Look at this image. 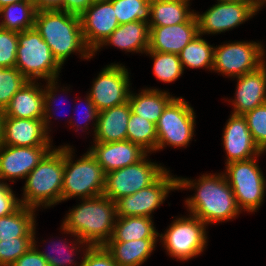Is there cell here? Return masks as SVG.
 I'll return each mask as SVG.
<instances>
[{
  "label": "cell",
  "instance_id": "cell-1",
  "mask_svg": "<svg viewBox=\"0 0 266 266\" xmlns=\"http://www.w3.org/2000/svg\"><path fill=\"white\" fill-rule=\"evenodd\" d=\"M177 189L195 190L194 196L185 199V207L207 227L208 224L228 222L242 213L223 172L202 174L194 180L177 177Z\"/></svg>",
  "mask_w": 266,
  "mask_h": 266
},
{
  "label": "cell",
  "instance_id": "cell-2",
  "mask_svg": "<svg viewBox=\"0 0 266 266\" xmlns=\"http://www.w3.org/2000/svg\"><path fill=\"white\" fill-rule=\"evenodd\" d=\"M34 28L62 66L74 53H79L86 60L93 58L83 38L80 16L59 9L39 10L36 12Z\"/></svg>",
  "mask_w": 266,
  "mask_h": 266
},
{
  "label": "cell",
  "instance_id": "cell-3",
  "mask_svg": "<svg viewBox=\"0 0 266 266\" xmlns=\"http://www.w3.org/2000/svg\"><path fill=\"white\" fill-rule=\"evenodd\" d=\"M80 203L67 212L61 226L91 246H104L113 235L115 202L100 195L81 199Z\"/></svg>",
  "mask_w": 266,
  "mask_h": 266
},
{
  "label": "cell",
  "instance_id": "cell-4",
  "mask_svg": "<svg viewBox=\"0 0 266 266\" xmlns=\"http://www.w3.org/2000/svg\"><path fill=\"white\" fill-rule=\"evenodd\" d=\"M64 174V146L53 147L27 175L21 205L44 209L61 203Z\"/></svg>",
  "mask_w": 266,
  "mask_h": 266
},
{
  "label": "cell",
  "instance_id": "cell-5",
  "mask_svg": "<svg viewBox=\"0 0 266 266\" xmlns=\"http://www.w3.org/2000/svg\"><path fill=\"white\" fill-rule=\"evenodd\" d=\"M74 151L72 146L64 145L61 202L75 197L85 199L103 195L106 174L102 166L89 151L84 153L80 159L74 160Z\"/></svg>",
  "mask_w": 266,
  "mask_h": 266
},
{
  "label": "cell",
  "instance_id": "cell-6",
  "mask_svg": "<svg viewBox=\"0 0 266 266\" xmlns=\"http://www.w3.org/2000/svg\"><path fill=\"white\" fill-rule=\"evenodd\" d=\"M28 81L55 80L62 65L35 28L18 33L16 65Z\"/></svg>",
  "mask_w": 266,
  "mask_h": 266
},
{
  "label": "cell",
  "instance_id": "cell-7",
  "mask_svg": "<svg viewBox=\"0 0 266 266\" xmlns=\"http://www.w3.org/2000/svg\"><path fill=\"white\" fill-rule=\"evenodd\" d=\"M260 156L231 162L225 166L224 177L232 188L241 212L254 213L264 203L266 179L257 164Z\"/></svg>",
  "mask_w": 266,
  "mask_h": 266
},
{
  "label": "cell",
  "instance_id": "cell-8",
  "mask_svg": "<svg viewBox=\"0 0 266 266\" xmlns=\"http://www.w3.org/2000/svg\"><path fill=\"white\" fill-rule=\"evenodd\" d=\"M207 225L189 213L173 220L159 239L167 254L180 261L200 255L207 247Z\"/></svg>",
  "mask_w": 266,
  "mask_h": 266
},
{
  "label": "cell",
  "instance_id": "cell-9",
  "mask_svg": "<svg viewBox=\"0 0 266 266\" xmlns=\"http://www.w3.org/2000/svg\"><path fill=\"white\" fill-rule=\"evenodd\" d=\"M196 113L183 97H175L164 109L156 123V151L167 146L187 148L192 141L196 125Z\"/></svg>",
  "mask_w": 266,
  "mask_h": 266
},
{
  "label": "cell",
  "instance_id": "cell-10",
  "mask_svg": "<svg viewBox=\"0 0 266 266\" xmlns=\"http://www.w3.org/2000/svg\"><path fill=\"white\" fill-rule=\"evenodd\" d=\"M228 42L214 47L212 72L237 78L257 70L266 62V50L261 42Z\"/></svg>",
  "mask_w": 266,
  "mask_h": 266
},
{
  "label": "cell",
  "instance_id": "cell-11",
  "mask_svg": "<svg viewBox=\"0 0 266 266\" xmlns=\"http://www.w3.org/2000/svg\"><path fill=\"white\" fill-rule=\"evenodd\" d=\"M148 154L134 164L107 173L103 195L115 202L154 183L167 168L151 162L147 159Z\"/></svg>",
  "mask_w": 266,
  "mask_h": 266
},
{
  "label": "cell",
  "instance_id": "cell-12",
  "mask_svg": "<svg viewBox=\"0 0 266 266\" xmlns=\"http://www.w3.org/2000/svg\"><path fill=\"white\" fill-rule=\"evenodd\" d=\"M204 13L195 12L198 21V34H220L236 28L258 13V0L216 2Z\"/></svg>",
  "mask_w": 266,
  "mask_h": 266
},
{
  "label": "cell",
  "instance_id": "cell-13",
  "mask_svg": "<svg viewBox=\"0 0 266 266\" xmlns=\"http://www.w3.org/2000/svg\"><path fill=\"white\" fill-rule=\"evenodd\" d=\"M177 189V176L166 170L154 183L136 193L115 201L117 217H150L161 206L170 191Z\"/></svg>",
  "mask_w": 266,
  "mask_h": 266
},
{
  "label": "cell",
  "instance_id": "cell-14",
  "mask_svg": "<svg viewBox=\"0 0 266 266\" xmlns=\"http://www.w3.org/2000/svg\"><path fill=\"white\" fill-rule=\"evenodd\" d=\"M129 74L122 63H111L94 78L87 94L99 112L128 101L131 86Z\"/></svg>",
  "mask_w": 266,
  "mask_h": 266
},
{
  "label": "cell",
  "instance_id": "cell-15",
  "mask_svg": "<svg viewBox=\"0 0 266 266\" xmlns=\"http://www.w3.org/2000/svg\"><path fill=\"white\" fill-rule=\"evenodd\" d=\"M54 146L0 145V181L25 179Z\"/></svg>",
  "mask_w": 266,
  "mask_h": 266
},
{
  "label": "cell",
  "instance_id": "cell-16",
  "mask_svg": "<svg viewBox=\"0 0 266 266\" xmlns=\"http://www.w3.org/2000/svg\"><path fill=\"white\" fill-rule=\"evenodd\" d=\"M80 21L84 41L92 53L120 25L110 1L92 3L80 15Z\"/></svg>",
  "mask_w": 266,
  "mask_h": 266
},
{
  "label": "cell",
  "instance_id": "cell-17",
  "mask_svg": "<svg viewBox=\"0 0 266 266\" xmlns=\"http://www.w3.org/2000/svg\"><path fill=\"white\" fill-rule=\"evenodd\" d=\"M223 129L222 144L227 156L226 165L235 161L248 160L263 154L253 140L247 121L243 115L231 113Z\"/></svg>",
  "mask_w": 266,
  "mask_h": 266
},
{
  "label": "cell",
  "instance_id": "cell-18",
  "mask_svg": "<svg viewBox=\"0 0 266 266\" xmlns=\"http://www.w3.org/2000/svg\"><path fill=\"white\" fill-rule=\"evenodd\" d=\"M105 174L140 161L148 152L129 140L93 142L88 149Z\"/></svg>",
  "mask_w": 266,
  "mask_h": 266
},
{
  "label": "cell",
  "instance_id": "cell-19",
  "mask_svg": "<svg viewBox=\"0 0 266 266\" xmlns=\"http://www.w3.org/2000/svg\"><path fill=\"white\" fill-rule=\"evenodd\" d=\"M148 50L179 54L198 35L195 13L184 23L172 26H149Z\"/></svg>",
  "mask_w": 266,
  "mask_h": 266
},
{
  "label": "cell",
  "instance_id": "cell-20",
  "mask_svg": "<svg viewBox=\"0 0 266 266\" xmlns=\"http://www.w3.org/2000/svg\"><path fill=\"white\" fill-rule=\"evenodd\" d=\"M43 119L4 117L2 145L33 147L53 146Z\"/></svg>",
  "mask_w": 266,
  "mask_h": 266
},
{
  "label": "cell",
  "instance_id": "cell-21",
  "mask_svg": "<svg viewBox=\"0 0 266 266\" xmlns=\"http://www.w3.org/2000/svg\"><path fill=\"white\" fill-rule=\"evenodd\" d=\"M236 79L235 98L227 100L233 106L232 114L244 115L266 103V62L257 70Z\"/></svg>",
  "mask_w": 266,
  "mask_h": 266
},
{
  "label": "cell",
  "instance_id": "cell-22",
  "mask_svg": "<svg viewBox=\"0 0 266 266\" xmlns=\"http://www.w3.org/2000/svg\"><path fill=\"white\" fill-rule=\"evenodd\" d=\"M43 86L38 81H28L17 91L4 109V117L43 119Z\"/></svg>",
  "mask_w": 266,
  "mask_h": 266
},
{
  "label": "cell",
  "instance_id": "cell-23",
  "mask_svg": "<svg viewBox=\"0 0 266 266\" xmlns=\"http://www.w3.org/2000/svg\"><path fill=\"white\" fill-rule=\"evenodd\" d=\"M150 28L143 21L120 24L113 33L93 52V56L104 46H114L121 51L146 53L149 47Z\"/></svg>",
  "mask_w": 266,
  "mask_h": 266
},
{
  "label": "cell",
  "instance_id": "cell-24",
  "mask_svg": "<svg viewBox=\"0 0 266 266\" xmlns=\"http://www.w3.org/2000/svg\"><path fill=\"white\" fill-rule=\"evenodd\" d=\"M131 115L129 102L102 110L98 114L93 142L127 140V126Z\"/></svg>",
  "mask_w": 266,
  "mask_h": 266
},
{
  "label": "cell",
  "instance_id": "cell-25",
  "mask_svg": "<svg viewBox=\"0 0 266 266\" xmlns=\"http://www.w3.org/2000/svg\"><path fill=\"white\" fill-rule=\"evenodd\" d=\"M130 90L128 102L131 112L156 125L166 106L176 97L158 88L141 89L139 93Z\"/></svg>",
  "mask_w": 266,
  "mask_h": 266
},
{
  "label": "cell",
  "instance_id": "cell-26",
  "mask_svg": "<svg viewBox=\"0 0 266 266\" xmlns=\"http://www.w3.org/2000/svg\"><path fill=\"white\" fill-rule=\"evenodd\" d=\"M158 239H140L130 242H107L104 247L118 266H141L156 248Z\"/></svg>",
  "mask_w": 266,
  "mask_h": 266
},
{
  "label": "cell",
  "instance_id": "cell-27",
  "mask_svg": "<svg viewBox=\"0 0 266 266\" xmlns=\"http://www.w3.org/2000/svg\"><path fill=\"white\" fill-rule=\"evenodd\" d=\"M190 0H150L149 26H172L186 22L195 12Z\"/></svg>",
  "mask_w": 266,
  "mask_h": 266
},
{
  "label": "cell",
  "instance_id": "cell-28",
  "mask_svg": "<svg viewBox=\"0 0 266 266\" xmlns=\"http://www.w3.org/2000/svg\"><path fill=\"white\" fill-rule=\"evenodd\" d=\"M158 237L159 233L150 217H117L112 238L108 242H130Z\"/></svg>",
  "mask_w": 266,
  "mask_h": 266
},
{
  "label": "cell",
  "instance_id": "cell-29",
  "mask_svg": "<svg viewBox=\"0 0 266 266\" xmlns=\"http://www.w3.org/2000/svg\"><path fill=\"white\" fill-rule=\"evenodd\" d=\"M61 231H62V234L64 232V234H69V235L73 236L74 241H71L72 242L71 244H69V242H67L66 239H63L64 241L60 240L59 242H56V243L51 241L52 246H50V247H53V249L51 251H53V252L56 251V254L58 253L59 255H55L54 253L53 254L51 252L49 253V251L48 252L47 251H41L40 249H38L37 241L35 240V238H36V236H35L36 235V226L34 228V233H33V235H34L33 246L43 256V258L47 261L49 266H81L82 260L79 261L80 262L79 263L77 260H75L76 258L73 256H75L76 254L78 255L79 253H77V252H81L82 250L83 251L81 253H86V251L91 247V245L87 242L82 241L79 238H76L77 236H75L74 234H71L68 230L64 229L62 226H61ZM80 247H83V248H80ZM80 249H82V250H80Z\"/></svg>",
  "mask_w": 266,
  "mask_h": 266
},
{
  "label": "cell",
  "instance_id": "cell-30",
  "mask_svg": "<svg viewBox=\"0 0 266 266\" xmlns=\"http://www.w3.org/2000/svg\"><path fill=\"white\" fill-rule=\"evenodd\" d=\"M36 209L21 205L10 215L0 217V241L34 237Z\"/></svg>",
  "mask_w": 266,
  "mask_h": 266
},
{
  "label": "cell",
  "instance_id": "cell-31",
  "mask_svg": "<svg viewBox=\"0 0 266 266\" xmlns=\"http://www.w3.org/2000/svg\"><path fill=\"white\" fill-rule=\"evenodd\" d=\"M36 12L31 0L6 5L0 9V28L17 33L32 29Z\"/></svg>",
  "mask_w": 266,
  "mask_h": 266
},
{
  "label": "cell",
  "instance_id": "cell-32",
  "mask_svg": "<svg viewBox=\"0 0 266 266\" xmlns=\"http://www.w3.org/2000/svg\"><path fill=\"white\" fill-rule=\"evenodd\" d=\"M214 47L202 38V35L195 36L178 54L183 69L185 70V67L191 69L206 68L212 71Z\"/></svg>",
  "mask_w": 266,
  "mask_h": 266
},
{
  "label": "cell",
  "instance_id": "cell-33",
  "mask_svg": "<svg viewBox=\"0 0 266 266\" xmlns=\"http://www.w3.org/2000/svg\"><path fill=\"white\" fill-rule=\"evenodd\" d=\"M127 140L140 145L148 153L156 152V125L131 112L127 126Z\"/></svg>",
  "mask_w": 266,
  "mask_h": 266
},
{
  "label": "cell",
  "instance_id": "cell-34",
  "mask_svg": "<svg viewBox=\"0 0 266 266\" xmlns=\"http://www.w3.org/2000/svg\"><path fill=\"white\" fill-rule=\"evenodd\" d=\"M145 54L154 61L152 72L157 80L164 83H171L182 76L184 69L178 54L152 50H147Z\"/></svg>",
  "mask_w": 266,
  "mask_h": 266
},
{
  "label": "cell",
  "instance_id": "cell-35",
  "mask_svg": "<svg viewBox=\"0 0 266 266\" xmlns=\"http://www.w3.org/2000/svg\"><path fill=\"white\" fill-rule=\"evenodd\" d=\"M119 24L133 21H150V0H109Z\"/></svg>",
  "mask_w": 266,
  "mask_h": 266
},
{
  "label": "cell",
  "instance_id": "cell-36",
  "mask_svg": "<svg viewBox=\"0 0 266 266\" xmlns=\"http://www.w3.org/2000/svg\"><path fill=\"white\" fill-rule=\"evenodd\" d=\"M28 80L15 67L0 68V108L4 110L13 95L19 91Z\"/></svg>",
  "mask_w": 266,
  "mask_h": 266
},
{
  "label": "cell",
  "instance_id": "cell-37",
  "mask_svg": "<svg viewBox=\"0 0 266 266\" xmlns=\"http://www.w3.org/2000/svg\"><path fill=\"white\" fill-rule=\"evenodd\" d=\"M258 148L266 150V103L243 115Z\"/></svg>",
  "mask_w": 266,
  "mask_h": 266
},
{
  "label": "cell",
  "instance_id": "cell-38",
  "mask_svg": "<svg viewBox=\"0 0 266 266\" xmlns=\"http://www.w3.org/2000/svg\"><path fill=\"white\" fill-rule=\"evenodd\" d=\"M34 237H17L0 241V266H11L33 246Z\"/></svg>",
  "mask_w": 266,
  "mask_h": 266
},
{
  "label": "cell",
  "instance_id": "cell-39",
  "mask_svg": "<svg viewBox=\"0 0 266 266\" xmlns=\"http://www.w3.org/2000/svg\"><path fill=\"white\" fill-rule=\"evenodd\" d=\"M18 33L0 28V68L16 65Z\"/></svg>",
  "mask_w": 266,
  "mask_h": 266
},
{
  "label": "cell",
  "instance_id": "cell-40",
  "mask_svg": "<svg viewBox=\"0 0 266 266\" xmlns=\"http://www.w3.org/2000/svg\"><path fill=\"white\" fill-rule=\"evenodd\" d=\"M57 81H58V79L45 81L46 82V85L43 86V88H44L43 89V95H44V116H43V122H44L45 130H46V132L48 134H50V132H51V129H50L51 127L49 125H51L50 122L52 121L53 115H55L54 114V111H56L55 108H54V106H52V105L55 104V101L57 100V96H56L57 94L56 93H59L61 90H62L61 91L62 93L63 92L65 93L66 91L68 92L69 89H70V87L69 88L63 87V88H60V90H58L60 86L58 85V82ZM58 98H59V96H58ZM60 98H62V97H60ZM65 100H66V98L64 99V101Z\"/></svg>",
  "mask_w": 266,
  "mask_h": 266
},
{
  "label": "cell",
  "instance_id": "cell-41",
  "mask_svg": "<svg viewBox=\"0 0 266 266\" xmlns=\"http://www.w3.org/2000/svg\"><path fill=\"white\" fill-rule=\"evenodd\" d=\"M81 259V266H118L104 246H91Z\"/></svg>",
  "mask_w": 266,
  "mask_h": 266
},
{
  "label": "cell",
  "instance_id": "cell-42",
  "mask_svg": "<svg viewBox=\"0 0 266 266\" xmlns=\"http://www.w3.org/2000/svg\"><path fill=\"white\" fill-rule=\"evenodd\" d=\"M84 100H85V105H84V112L82 111V113L84 114H82L83 115V118L81 119V118H79V120H77L76 119V121L77 122H75V121H73V120H71V119H68L69 120V124L70 125H72V126H74V127H72V128H74V130H75V126H76V132H78L79 130H81V132L83 131V132H85L84 130L86 129V130H88L89 128H88V125L90 124V122L92 121L93 123V127H92V129H93V132L95 133V130H96V127H97V120H98V114H99V111L97 110V108H96V106H95V104L91 101V99H90V97H89V95L87 94L86 95V98H84ZM79 101V104H80V101H82V100H78ZM81 106V105H80ZM76 108H79V107H77V105H76ZM80 109V108H79ZM79 114H80V112H79ZM78 114V115H79ZM82 115H81V117H82ZM82 120H84V122L82 121ZM95 122H94V121ZM81 121V122H80ZM82 122L83 123H85L84 125L85 126H82L81 124H82ZM88 122V123H87ZM77 123V124H76ZM81 123V124H80ZM79 128V129H78ZM83 128V129H82Z\"/></svg>",
  "mask_w": 266,
  "mask_h": 266
},
{
  "label": "cell",
  "instance_id": "cell-43",
  "mask_svg": "<svg viewBox=\"0 0 266 266\" xmlns=\"http://www.w3.org/2000/svg\"><path fill=\"white\" fill-rule=\"evenodd\" d=\"M10 186L0 181V217L12 214L21 206L20 198L16 197Z\"/></svg>",
  "mask_w": 266,
  "mask_h": 266
},
{
  "label": "cell",
  "instance_id": "cell-44",
  "mask_svg": "<svg viewBox=\"0 0 266 266\" xmlns=\"http://www.w3.org/2000/svg\"><path fill=\"white\" fill-rule=\"evenodd\" d=\"M11 266H49L47 261L32 246L25 254L18 258Z\"/></svg>",
  "mask_w": 266,
  "mask_h": 266
},
{
  "label": "cell",
  "instance_id": "cell-45",
  "mask_svg": "<svg viewBox=\"0 0 266 266\" xmlns=\"http://www.w3.org/2000/svg\"><path fill=\"white\" fill-rule=\"evenodd\" d=\"M91 4V0H63L59 10L80 16Z\"/></svg>",
  "mask_w": 266,
  "mask_h": 266
},
{
  "label": "cell",
  "instance_id": "cell-46",
  "mask_svg": "<svg viewBox=\"0 0 266 266\" xmlns=\"http://www.w3.org/2000/svg\"><path fill=\"white\" fill-rule=\"evenodd\" d=\"M31 1L35 5L37 11L60 9L63 4V0H31Z\"/></svg>",
  "mask_w": 266,
  "mask_h": 266
},
{
  "label": "cell",
  "instance_id": "cell-47",
  "mask_svg": "<svg viewBox=\"0 0 266 266\" xmlns=\"http://www.w3.org/2000/svg\"><path fill=\"white\" fill-rule=\"evenodd\" d=\"M3 119H4V110L0 108V145L3 141Z\"/></svg>",
  "mask_w": 266,
  "mask_h": 266
},
{
  "label": "cell",
  "instance_id": "cell-48",
  "mask_svg": "<svg viewBox=\"0 0 266 266\" xmlns=\"http://www.w3.org/2000/svg\"><path fill=\"white\" fill-rule=\"evenodd\" d=\"M23 0H0V9L6 5L12 4V3H18Z\"/></svg>",
  "mask_w": 266,
  "mask_h": 266
},
{
  "label": "cell",
  "instance_id": "cell-49",
  "mask_svg": "<svg viewBox=\"0 0 266 266\" xmlns=\"http://www.w3.org/2000/svg\"><path fill=\"white\" fill-rule=\"evenodd\" d=\"M259 1V10L262 9V6L266 4V0H258Z\"/></svg>",
  "mask_w": 266,
  "mask_h": 266
},
{
  "label": "cell",
  "instance_id": "cell-50",
  "mask_svg": "<svg viewBox=\"0 0 266 266\" xmlns=\"http://www.w3.org/2000/svg\"><path fill=\"white\" fill-rule=\"evenodd\" d=\"M235 1H244V0H217V2H235Z\"/></svg>",
  "mask_w": 266,
  "mask_h": 266
},
{
  "label": "cell",
  "instance_id": "cell-51",
  "mask_svg": "<svg viewBox=\"0 0 266 266\" xmlns=\"http://www.w3.org/2000/svg\"><path fill=\"white\" fill-rule=\"evenodd\" d=\"M92 3H95V2H102V1H109V0H91Z\"/></svg>",
  "mask_w": 266,
  "mask_h": 266
}]
</instances>
